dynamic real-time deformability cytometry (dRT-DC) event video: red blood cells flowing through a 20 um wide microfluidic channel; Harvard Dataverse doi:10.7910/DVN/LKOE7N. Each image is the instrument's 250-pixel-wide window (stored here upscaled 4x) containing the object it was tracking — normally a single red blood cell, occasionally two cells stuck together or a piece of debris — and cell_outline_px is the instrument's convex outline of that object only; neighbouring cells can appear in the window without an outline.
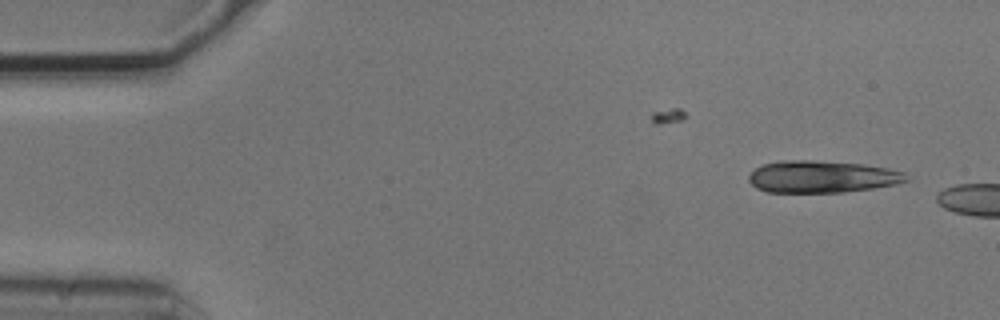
{"species": "common noctule bat (a hibernating species)", "species_latin": "Nyctalus noctula", "temperature_condition": "cold", "stored_images_in_passage": 2, "camera_frame_rate_fps": 3000, "um_per_image_px": 0.085, "animal": {"sex": "male", "body_mass_g": 20.5, "forearm_length_mm": 52.5}, "frame": {"image": 1, "passage_image": 1, "time_ms": 0.0, "image_size_px": [1000, 320], "cell_outline_px": [[912, 180], [896, 184], [872, 188], [844, 192], [768, 192], [756, 188], [748, 180], [748, 176], [756, 168], [764, 164], [784, 160], [816, 160], [864, 164], [888, 168], [904, 172]], "centroid_in_image_um": [69.91, 15.01], "position_along_channel_um": 15.1, "area_um2": 29.54}}